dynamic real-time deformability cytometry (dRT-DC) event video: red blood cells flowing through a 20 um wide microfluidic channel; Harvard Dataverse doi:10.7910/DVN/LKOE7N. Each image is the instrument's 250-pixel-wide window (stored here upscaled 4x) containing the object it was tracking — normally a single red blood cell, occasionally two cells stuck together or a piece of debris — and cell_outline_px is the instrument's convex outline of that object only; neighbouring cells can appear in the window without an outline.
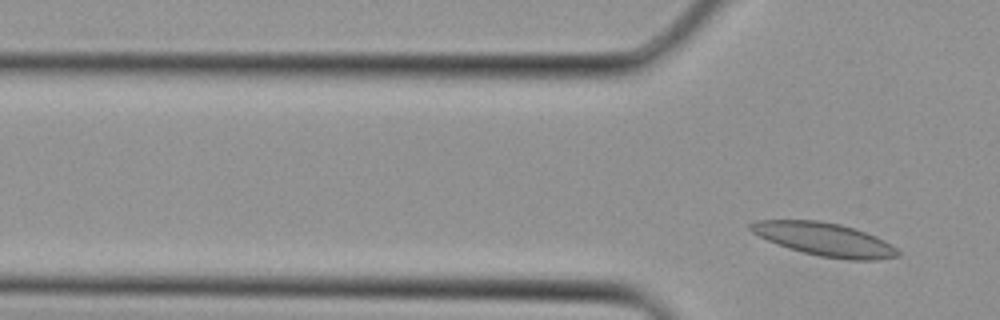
{"species": "Egyptian fruit bat (a non-hibernating species)", "species_latin": "Rousettus aegyptiacus", "temperature_condition": "cold", "stored_images_in_passage": 3, "camera_frame_rate_fps": 3000, "um_per_image_px": 0.085, "animal": {"sex": "female"}, "frame": {"image": 1, "passage_image": 3, "time_ms": 0.667, "image_size_px": [1000, 320], "cell_outline_px": [[900, 256], [876, 260], [848, 260], [820, 256], [788, 248], [768, 240], [752, 232], [748, 228], [748, 224], [756, 220], [820, 220], [840, 224], [876, 236], [892, 244], [900, 252]], "centroid_in_image_um": [70.1, 20.34], "position_along_channel_um": 55.7, "area_um2": 28.44}}